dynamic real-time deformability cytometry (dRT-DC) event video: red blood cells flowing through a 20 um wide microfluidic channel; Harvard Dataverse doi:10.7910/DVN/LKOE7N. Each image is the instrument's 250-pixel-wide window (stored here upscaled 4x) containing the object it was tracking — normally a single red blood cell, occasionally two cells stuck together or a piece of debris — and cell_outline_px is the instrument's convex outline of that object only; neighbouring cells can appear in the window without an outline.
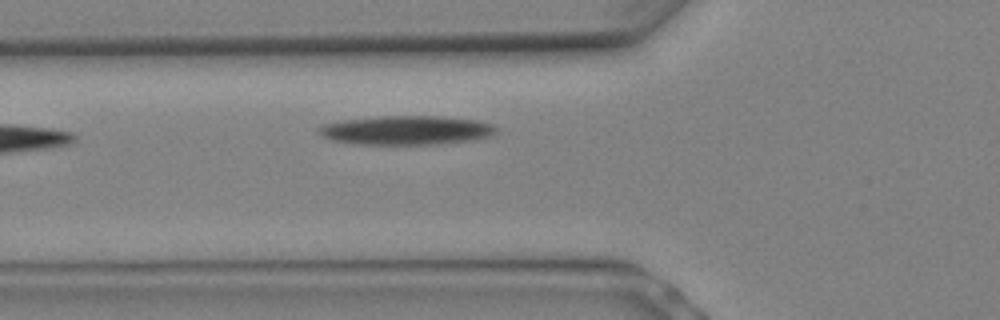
{"species": "Egyptian fruit bat (a non-hibernating species)", "species_latin": "Rousettus aegyptiacus", "temperature_condition": "warm", "stored_images_in_passage": 5, "camera_frame_rate_fps": 3000, "um_per_image_px": 0.085, "animal": {"sex": "female"}, "frame": {"image": 1, "passage_image": 5, "time_ms": 1.333, "image_size_px": [1000, 320], "cell_outline_px": [[496, 132], [492, 136], [472, 140], [440, 144], [356, 144], [332, 140], [320, 136], [316, 132], [316, 128], [320, 124], [340, 120], [380, 116], [432, 116], [476, 120], [492, 124], [496, 128]], "centroid_in_image_um": [34.45, 11.07], "position_along_channel_um": 91.3, "area_um2": 30.29}}